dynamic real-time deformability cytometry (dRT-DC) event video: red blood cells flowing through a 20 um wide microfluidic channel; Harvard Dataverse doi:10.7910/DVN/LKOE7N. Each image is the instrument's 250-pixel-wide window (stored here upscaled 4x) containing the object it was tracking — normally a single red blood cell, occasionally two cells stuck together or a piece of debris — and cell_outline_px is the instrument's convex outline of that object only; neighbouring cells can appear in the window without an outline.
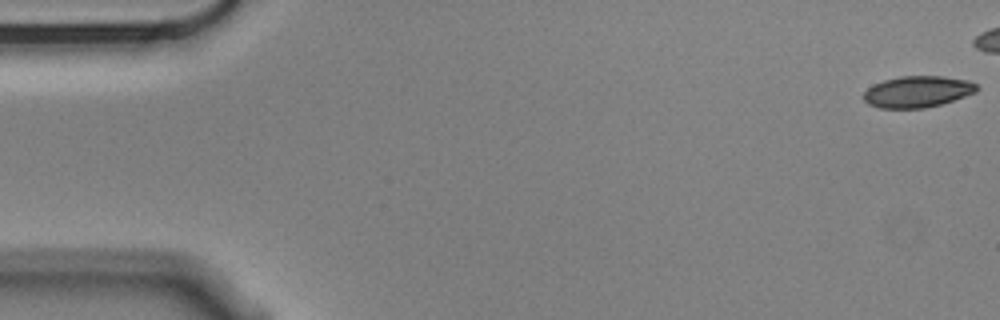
{"species": "Egyptian fruit bat (a non-hibernating species)", "species_latin": "Rousettus aegyptiacus", "temperature_condition": "cold", "stored_images_in_passage": 46, "camera_frame_rate_fps": 3000, "um_per_image_px": 0.085, "animal": {"sex": "male"}, "frame": {"image": 1, "passage_image": 1, "time_ms": 0.0, "image_size_px": [1000, 320], "cell_outline_px": [[976, 88], [972, 92], [952, 100], [940, 104], [920, 108], [884, 108], [872, 104], [864, 100], [864, 92], [868, 88], [876, 84], [888, 80], [908, 76], [936, 76], [964, 80], [976, 84]], "centroid_in_image_um": [77.95, 7.8], "position_along_channel_um": 7.1, "area_um2": 19.59}}
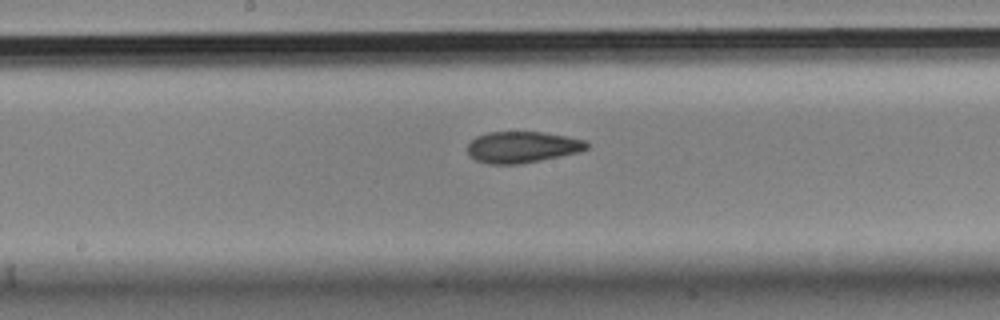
{"frame": {"image": 2, "passage_image": 29, "time_ms": 9.333, "image_size_px": [1000, 320], "cell_outline_px": [[588, 148], [556, 156], [536, 160], [512, 164], [496, 164], [480, 160], [472, 156], [468, 152], [468, 144], [472, 140], [480, 136], [492, 132], [536, 132], [564, 136], [584, 140], [588, 144]], "centroid_in_image_um": [44.36, 12.48], "position_along_channel_um": 203.8, "area_um2": 20.52}}
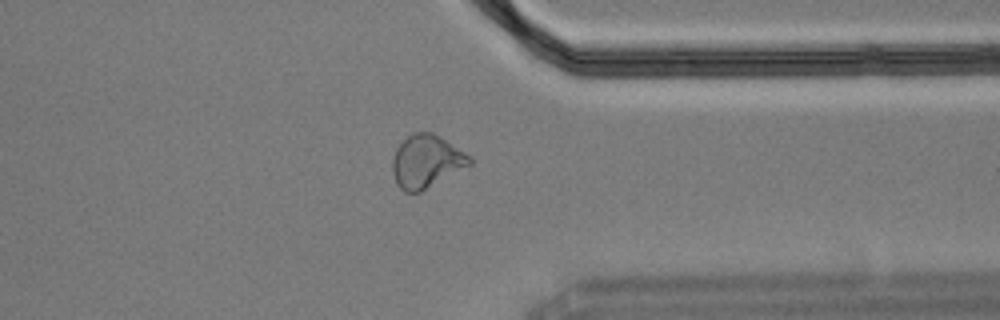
{"frame": {"image": 3, "passage_image": 44, "time_ms": 14.333, "image_size_px": [1000, 320], "cell_outline_px": [[472, 164], [420, 192], [404, 192], [400, 188], [396, 180], [392, 164], [396, 152], [400, 144], [408, 136], [416, 132], [428, 132], [444, 140], [468, 156], [472, 160]], "centroid_in_image_um": [36.23, 13.75], "position_along_channel_um": 375.2, "area_um2": 22.77}}